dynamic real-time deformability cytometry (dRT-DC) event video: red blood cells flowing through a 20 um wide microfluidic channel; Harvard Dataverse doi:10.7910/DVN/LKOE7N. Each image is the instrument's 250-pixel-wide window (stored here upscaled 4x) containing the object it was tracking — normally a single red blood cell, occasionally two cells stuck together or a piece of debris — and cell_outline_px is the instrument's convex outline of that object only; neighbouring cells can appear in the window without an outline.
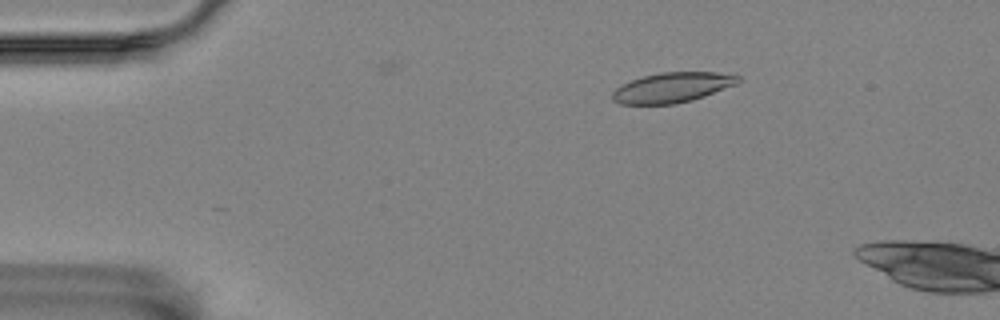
{"species": "Egyptian fruit bat (a non-hibernating species)", "species_latin": "Rousettus aegyptiacus", "temperature_condition": "room temperature", "stored_images_in_passage": 4, "camera_frame_rate_fps": 3000, "um_per_image_px": 0.085, "animal": {"sex": "female"}, "frame": {"image": 1, "passage_image": 2, "time_ms": 0.333, "image_size_px": [1000, 320], "cell_outline_px": [[740, 80], [736, 84], [704, 96], [692, 100], [676, 104], [620, 104], [612, 100], [612, 92], [616, 88], [632, 80], [644, 76], [660, 72], [716, 72], [740, 76]], "centroid_in_image_um": [57.13, 7.44], "position_along_channel_um": 27.9, "area_um2": 21.85}}